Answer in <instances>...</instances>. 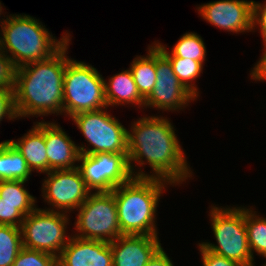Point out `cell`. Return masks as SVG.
Segmentation results:
<instances>
[{"label":"cell","mask_w":266,"mask_h":266,"mask_svg":"<svg viewBox=\"0 0 266 266\" xmlns=\"http://www.w3.org/2000/svg\"><path fill=\"white\" fill-rule=\"evenodd\" d=\"M168 119L161 115H145L131 123L128 129V163L133 177L159 178L172 186H179L194 174L175 134L176 129ZM135 164L140 167L138 172L134 169L137 167ZM145 164L152 168L150 174L141 170Z\"/></svg>","instance_id":"1"},{"label":"cell","mask_w":266,"mask_h":266,"mask_svg":"<svg viewBox=\"0 0 266 266\" xmlns=\"http://www.w3.org/2000/svg\"><path fill=\"white\" fill-rule=\"evenodd\" d=\"M70 41L51 58L17 69L13 93L17 119L63 114V79Z\"/></svg>","instance_id":"2"},{"label":"cell","mask_w":266,"mask_h":266,"mask_svg":"<svg viewBox=\"0 0 266 266\" xmlns=\"http://www.w3.org/2000/svg\"><path fill=\"white\" fill-rule=\"evenodd\" d=\"M166 185L172 184L159 178L132 177L111 191L122 235L158 236L156 212Z\"/></svg>","instance_id":"3"},{"label":"cell","mask_w":266,"mask_h":266,"mask_svg":"<svg viewBox=\"0 0 266 266\" xmlns=\"http://www.w3.org/2000/svg\"><path fill=\"white\" fill-rule=\"evenodd\" d=\"M0 27L1 50L9 53L17 68L51 58L71 39L68 32L57 39L27 14H10Z\"/></svg>","instance_id":"4"},{"label":"cell","mask_w":266,"mask_h":266,"mask_svg":"<svg viewBox=\"0 0 266 266\" xmlns=\"http://www.w3.org/2000/svg\"><path fill=\"white\" fill-rule=\"evenodd\" d=\"M210 223L216 244L199 243L205 250L236 261L245 266H255L249 247L245 225V206L210 207Z\"/></svg>","instance_id":"5"},{"label":"cell","mask_w":266,"mask_h":266,"mask_svg":"<svg viewBox=\"0 0 266 266\" xmlns=\"http://www.w3.org/2000/svg\"><path fill=\"white\" fill-rule=\"evenodd\" d=\"M104 77L84 61L67 56L63 79V115H73L108 107L105 100Z\"/></svg>","instance_id":"6"},{"label":"cell","mask_w":266,"mask_h":266,"mask_svg":"<svg viewBox=\"0 0 266 266\" xmlns=\"http://www.w3.org/2000/svg\"><path fill=\"white\" fill-rule=\"evenodd\" d=\"M107 109L82 112L70 117L85 141L92 145H79L80 154L128 153V130Z\"/></svg>","instance_id":"7"},{"label":"cell","mask_w":266,"mask_h":266,"mask_svg":"<svg viewBox=\"0 0 266 266\" xmlns=\"http://www.w3.org/2000/svg\"><path fill=\"white\" fill-rule=\"evenodd\" d=\"M76 211L74 236L111 243L122 235L112 192L90 193Z\"/></svg>","instance_id":"8"},{"label":"cell","mask_w":266,"mask_h":266,"mask_svg":"<svg viewBox=\"0 0 266 266\" xmlns=\"http://www.w3.org/2000/svg\"><path fill=\"white\" fill-rule=\"evenodd\" d=\"M69 222L67 213L36 208L24 217L21 224L23 247L50 253L57 258L72 237L66 233Z\"/></svg>","instance_id":"9"},{"label":"cell","mask_w":266,"mask_h":266,"mask_svg":"<svg viewBox=\"0 0 266 266\" xmlns=\"http://www.w3.org/2000/svg\"><path fill=\"white\" fill-rule=\"evenodd\" d=\"M78 162L83 180L91 193L111 192L133 177L128 153L80 154Z\"/></svg>","instance_id":"10"},{"label":"cell","mask_w":266,"mask_h":266,"mask_svg":"<svg viewBox=\"0 0 266 266\" xmlns=\"http://www.w3.org/2000/svg\"><path fill=\"white\" fill-rule=\"evenodd\" d=\"M42 183V196L50 205L48 211L64 212L70 216L91 193L83 180L78 167L73 169L52 170L46 173ZM52 207V208H51Z\"/></svg>","instance_id":"11"},{"label":"cell","mask_w":266,"mask_h":266,"mask_svg":"<svg viewBox=\"0 0 266 266\" xmlns=\"http://www.w3.org/2000/svg\"><path fill=\"white\" fill-rule=\"evenodd\" d=\"M156 83L145 99L144 108L162 111L185 110L197 98L188 91L173 72L170 60L155 46Z\"/></svg>","instance_id":"12"},{"label":"cell","mask_w":266,"mask_h":266,"mask_svg":"<svg viewBox=\"0 0 266 266\" xmlns=\"http://www.w3.org/2000/svg\"><path fill=\"white\" fill-rule=\"evenodd\" d=\"M252 3L250 0H219L201 4L196 9L202 19L233 34L252 32Z\"/></svg>","instance_id":"13"},{"label":"cell","mask_w":266,"mask_h":266,"mask_svg":"<svg viewBox=\"0 0 266 266\" xmlns=\"http://www.w3.org/2000/svg\"><path fill=\"white\" fill-rule=\"evenodd\" d=\"M60 266H113L110 243L74 235L57 257Z\"/></svg>","instance_id":"14"},{"label":"cell","mask_w":266,"mask_h":266,"mask_svg":"<svg viewBox=\"0 0 266 266\" xmlns=\"http://www.w3.org/2000/svg\"><path fill=\"white\" fill-rule=\"evenodd\" d=\"M161 247L158 236L121 235L110 243L113 266H145Z\"/></svg>","instance_id":"15"},{"label":"cell","mask_w":266,"mask_h":266,"mask_svg":"<svg viewBox=\"0 0 266 266\" xmlns=\"http://www.w3.org/2000/svg\"><path fill=\"white\" fill-rule=\"evenodd\" d=\"M44 139L47 150L48 172L78 167V144L55 122H44Z\"/></svg>","instance_id":"16"},{"label":"cell","mask_w":266,"mask_h":266,"mask_svg":"<svg viewBox=\"0 0 266 266\" xmlns=\"http://www.w3.org/2000/svg\"><path fill=\"white\" fill-rule=\"evenodd\" d=\"M44 121L34 122L33 128L16 140L9 142L21 153L31 172L48 173L47 150L44 139Z\"/></svg>","instance_id":"17"},{"label":"cell","mask_w":266,"mask_h":266,"mask_svg":"<svg viewBox=\"0 0 266 266\" xmlns=\"http://www.w3.org/2000/svg\"><path fill=\"white\" fill-rule=\"evenodd\" d=\"M105 100L107 106L136 105L137 108L144 109L145 99L140 95L131 70H122L104 80Z\"/></svg>","instance_id":"18"},{"label":"cell","mask_w":266,"mask_h":266,"mask_svg":"<svg viewBox=\"0 0 266 266\" xmlns=\"http://www.w3.org/2000/svg\"><path fill=\"white\" fill-rule=\"evenodd\" d=\"M31 173L26 160L9 140L0 142V181H28Z\"/></svg>","instance_id":"19"},{"label":"cell","mask_w":266,"mask_h":266,"mask_svg":"<svg viewBox=\"0 0 266 266\" xmlns=\"http://www.w3.org/2000/svg\"><path fill=\"white\" fill-rule=\"evenodd\" d=\"M147 56H136L129 69L140 95L146 99L152 92L156 83L155 45H148Z\"/></svg>","instance_id":"20"},{"label":"cell","mask_w":266,"mask_h":266,"mask_svg":"<svg viewBox=\"0 0 266 266\" xmlns=\"http://www.w3.org/2000/svg\"><path fill=\"white\" fill-rule=\"evenodd\" d=\"M153 44L166 56V57H180L192 59L201 62L204 65L206 60V47L200 35L196 32H187L183 34L177 43H175L171 52L167 50V45L161 42L154 41Z\"/></svg>","instance_id":"21"},{"label":"cell","mask_w":266,"mask_h":266,"mask_svg":"<svg viewBox=\"0 0 266 266\" xmlns=\"http://www.w3.org/2000/svg\"><path fill=\"white\" fill-rule=\"evenodd\" d=\"M24 180L0 181V198L3 202L20 203V212L27 216L34 211L37 206L36 197L32 196L25 188Z\"/></svg>","instance_id":"22"},{"label":"cell","mask_w":266,"mask_h":266,"mask_svg":"<svg viewBox=\"0 0 266 266\" xmlns=\"http://www.w3.org/2000/svg\"><path fill=\"white\" fill-rule=\"evenodd\" d=\"M253 210V207H245V225L251 255L254 258L255 252L256 255L266 258V217Z\"/></svg>","instance_id":"23"},{"label":"cell","mask_w":266,"mask_h":266,"mask_svg":"<svg viewBox=\"0 0 266 266\" xmlns=\"http://www.w3.org/2000/svg\"><path fill=\"white\" fill-rule=\"evenodd\" d=\"M22 247L21 228L0 225V266H12Z\"/></svg>","instance_id":"24"},{"label":"cell","mask_w":266,"mask_h":266,"mask_svg":"<svg viewBox=\"0 0 266 266\" xmlns=\"http://www.w3.org/2000/svg\"><path fill=\"white\" fill-rule=\"evenodd\" d=\"M173 67V72L178 77L183 86L190 91L196 98L199 96V90L195 85V80L203 72V64L201 62L180 58V57H167Z\"/></svg>","instance_id":"25"},{"label":"cell","mask_w":266,"mask_h":266,"mask_svg":"<svg viewBox=\"0 0 266 266\" xmlns=\"http://www.w3.org/2000/svg\"><path fill=\"white\" fill-rule=\"evenodd\" d=\"M57 258L43 251L22 247L12 266H55Z\"/></svg>","instance_id":"26"},{"label":"cell","mask_w":266,"mask_h":266,"mask_svg":"<svg viewBox=\"0 0 266 266\" xmlns=\"http://www.w3.org/2000/svg\"><path fill=\"white\" fill-rule=\"evenodd\" d=\"M17 67L13 60L2 50L0 51V88L14 93L16 87Z\"/></svg>","instance_id":"27"},{"label":"cell","mask_w":266,"mask_h":266,"mask_svg":"<svg viewBox=\"0 0 266 266\" xmlns=\"http://www.w3.org/2000/svg\"><path fill=\"white\" fill-rule=\"evenodd\" d=\"M24 217L20 212V203L3 202L0 198V225L21 227Z\"/></svg>","instance_id":"28"},{"label":"cell","mask_w":266,"mask_h":266,"mask_svg":"<svg viewBox=\"0 0 266 266\" xmlns=\"http://www.w3.org/2000/svg\"><path fill=\"white\" fill-rule=\"evenodd\" d=\"M259 28L263 38V46L266 48V2L259 3L253 0L252 3V31Z\"/></svg>","instance_id":"29"},{"label":"cell","mask_w":266,"mask_h":266,"mask_svg":"<svg viewBox=\"0 0 266 266\" xmlns=\"http://www.w3.org/2000/svg\"><path fill=\"white\" fill-rule=\"evenodd\" d=\"M4 118L8 120H17L14 109L13 92L8 89L0 88V123Z\"/></svg>","instance_id":"30"},{"label":"cell","mask_w":266,"mask_h":266,"mask_svg":"<svg viewBox=\"0 0 266 266\" xmlns=\"http://www.w3.org/2000/svg\"><path fill=\"white\" fill-rule=\"evenodd\" d=\"M198 250L201 254V262L202 266H245L236 261L227 259L223 256H219L215 253L205 250L199 243H198Z\"/></svg>","instance_id":"31"},{"label":"cell","mask_w":266,"mask_h":266,"mask_svg":"<svg viewBox=\"0 0 266 266\" xmlns=\"http://www.w3.org/2000/svg\"><path fill=\"white\" fill-rule=\"evenodd\" d=\"M263 49L261 58H259V61L255 63L250 71V77L254 81L262 82L266 80V48Z\"/></svg>","instance_id":"32"},{"label":"cell","mask_w":266,"mask_h":266,"mask_svg":"<svg viewBox=\"0 0 266 266\" xmlns=\"http://www.w3.org/2000/svg\"><path fill=\"white\" fill-rule=\"evenodd\" d=\"M172 260L161 247L145 266H174Z\"/></svg>","instance_id":"33"},{"label":"cell","mask_w":266,"mask_h":266,"mask_svg":"<svg viewBox=\"0 0 266 266\" xmlns=\"http://www.w3.org/2000/svg\"><path fill=\"white\" fill-rule=\"evenodd\" d=\"M2 3L0 2V17H1V15L3 14V12H2V10L4 11V9H2V8H4L2 5H1ZM7 17L4 19V18H2V20L0 19V25L2 26V24L8 19V15H6Z\"/></svg>","instance_id":"34"}]
</instances>
